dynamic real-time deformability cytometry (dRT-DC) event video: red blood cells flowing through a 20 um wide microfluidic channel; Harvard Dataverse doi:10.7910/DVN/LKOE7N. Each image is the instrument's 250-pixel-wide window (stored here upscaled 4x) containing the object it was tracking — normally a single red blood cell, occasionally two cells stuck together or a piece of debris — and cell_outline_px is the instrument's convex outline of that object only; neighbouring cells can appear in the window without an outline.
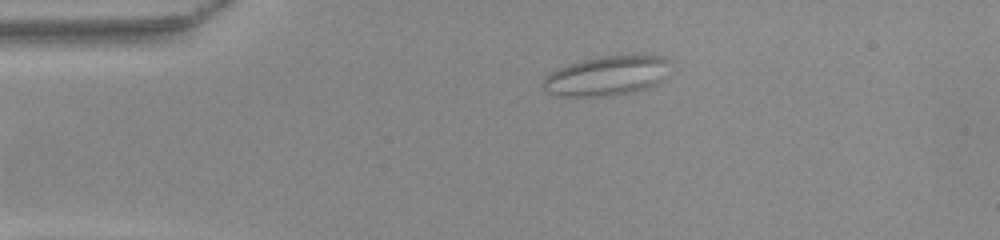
{"species": "common noctule bat (a hibernating species)", "species_latin": "Nyctalus noctula", "temperature_condition": "warm", "stored_images_in_passage": 42, "camera_frame_rate_fps": 3000, "um_per_image_px": 0.085, "animal": {"sex": "female", "body_mass_g": 22.0, "forearm_length_mm": 56.7}, "frame": {"image": 1, "passage_image": 1, "time_ms": 0.0, "image_size_px": [1000, 240], "cell_outline_px": [[672, 60], [660, 80], [656, 84], [648, 88], [636, 92], [608, 96], [556, 96], [548, 92], [540, 84], [552, 72], [568, 64], [580, 60], [596, 56], [636, 52], [640, 52], [664, 56]], "centroid_in_image_um": [51.64, 6.39], "position_along_channel_um": 33.4, "area_um2": 30.29}}
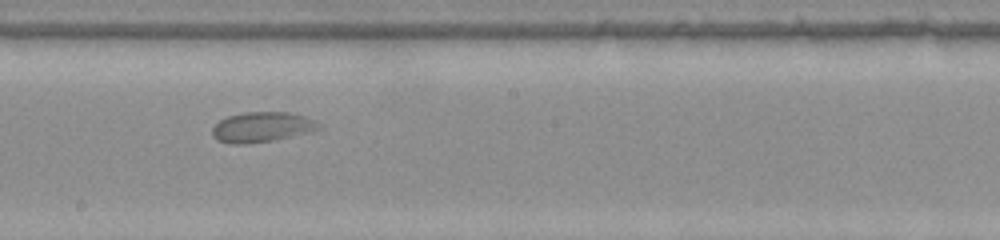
{"frame": {"image": 2, "passage_image": 19, "time_ms": 6.0, "image_size_px": [1000, 240], "cell_outline_px": [[324, 128], [312, 132], [272, 140], [244, 144], [232, 144], [216, 140], [212, 136], [212, 128], [220, 120], [228, 116], [244, 112], [288, 112], [304, 116], [316, 120], [324, 124]], "centroid_in_image_um": [22.32, 10.8], "position_along_channel_um": 225.9, "area_um2": 18.96}}
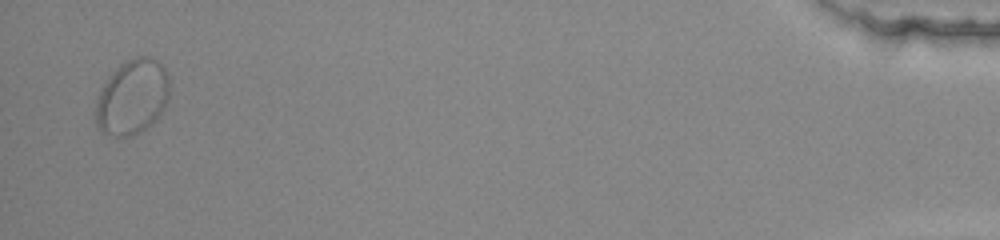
{"frame": {"image": 3, "passage_image": 41, "time_ms": 13.333, "image_size_px": [1000, 240], "cell_outline_px": [[168, 100], [156, 120], [152, 124], [132, 136], [116, 136], [100, 132], [96, 124], [96, 100], [100, 88], [108, 76], [120, 64], [136, 56], [152, 56], [164, 68], [168, 76]], "centroid_in_image_um": [11.22, 8.24], "position_along_channel_um": 424.0, "area_um2": 32.37}, "authors_computed_cell_mechanics": {"area_um2": 22.3397, "velocity_mm_per_s": 3.9163, "shape_relaxation_time_tau1_ms": null, "shape_relaxation_time_tau2_ms": 1.0377, "deformation_change_tau1": null, "deformation_change_tau2": 0.0407}}